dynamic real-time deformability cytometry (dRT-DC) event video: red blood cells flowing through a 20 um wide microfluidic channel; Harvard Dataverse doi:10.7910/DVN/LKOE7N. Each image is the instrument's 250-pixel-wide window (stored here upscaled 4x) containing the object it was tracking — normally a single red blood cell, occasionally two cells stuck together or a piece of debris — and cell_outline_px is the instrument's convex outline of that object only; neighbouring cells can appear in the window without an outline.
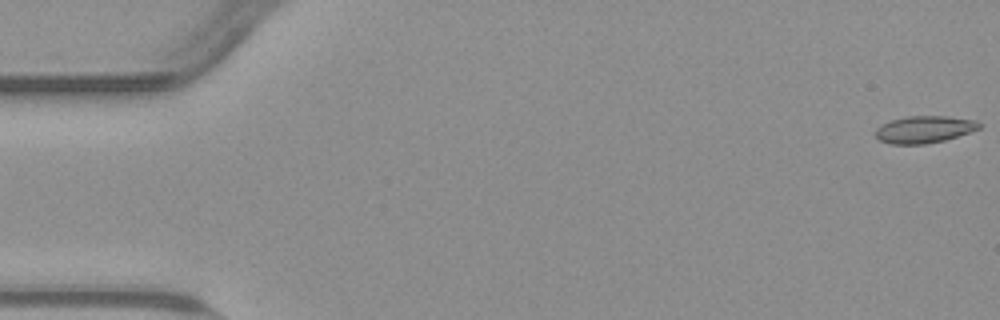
{"species": "common noctule bat (a hibernating species)", "species_latin": "Nyctalus noctula", "temperature_condition": "warm", "stored_images_in_passage": 55, "camera_frame_rate_fps": 3000, "um_per_image_px": 0.085, "animal": {"sex": "male", "body_mass_g": 23.1, "forearm_length_mm": 52.7}, "frame": {"image": 1, "passage_image": 1, "time_ms": 0.0, "image_size_px": [1000, 320], "cell_outline_px": [[980, 128], [944, 140], [924, 144], [892, 144], [880, 140], [876, 136], [876, 128], [892, 120], [908, 116], [948, 116], [976, 120], [980, 124]], "centroid_in_image_um": [78.57, 10.99], "position_along_channel_um": 6.4, "area_um2": 16.07}}
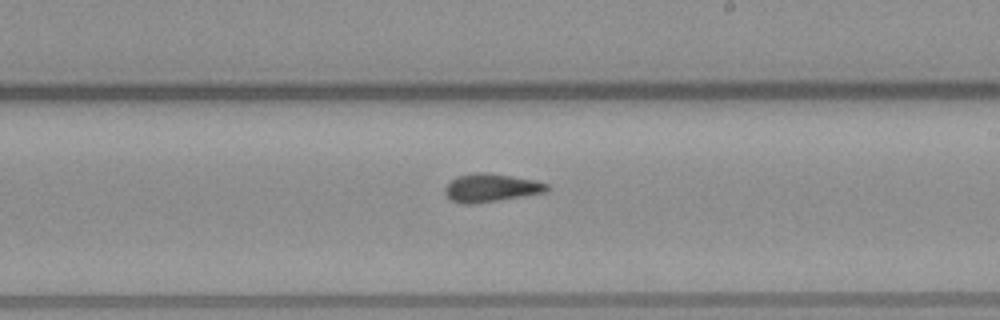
{"frame": {"image": 2, "passage_image": 32, "time_ms": 10.333, "image_size_px": [1000, 320], "cell_outline_px": [[548, 188], [544, 192], [496, 200], [468, 204], [464, 204], [452, 200], [444, 192], [444, 188], [456, 176], [472, 172], [484, 172], [512, 176], [536, 180], [548, 184]], "centroid_in_image_um": [41.7, 15.94], "position_along_channel_um": 247.3, "area_um2": 16.42}}
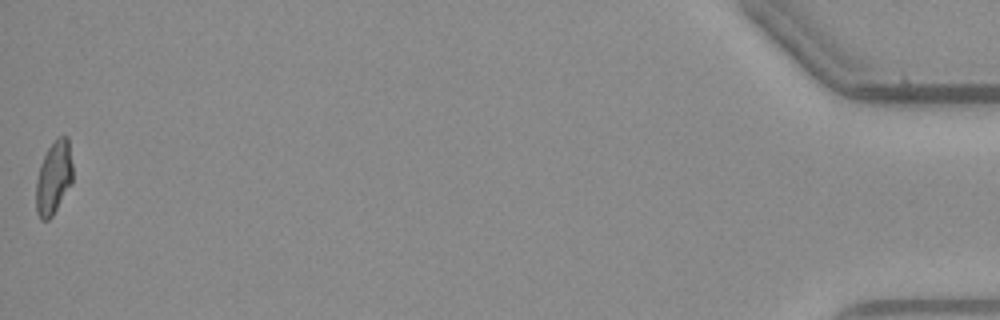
{"frame": {"image": 3, "passage_image": 55, "time_ms": 18.0, "image_size_px": [1000, 320], "cell_outline_px": [[72, 184], [52, 216], [48, 220], [40, 220], [36, 212], [36, 180], [40, 164], [48, 148], [60, 136], [68, 136], [72, 164]], "centroid_in_image_um": [4.56, 15.13], "position_along_channel_um": 430.6, "area_um2": 15.66}, "authors_computed_cell_mechanics": {"area_um2": 16.2996, "velocity_mm_per_s": 3.794, "shape_relaxation_time_tau1_ms": null, "shape_relaxation_time_tau2_ms": 2.1016, "deformation_change_tau1": null, "deformation_change_tau2": 0.0745}}